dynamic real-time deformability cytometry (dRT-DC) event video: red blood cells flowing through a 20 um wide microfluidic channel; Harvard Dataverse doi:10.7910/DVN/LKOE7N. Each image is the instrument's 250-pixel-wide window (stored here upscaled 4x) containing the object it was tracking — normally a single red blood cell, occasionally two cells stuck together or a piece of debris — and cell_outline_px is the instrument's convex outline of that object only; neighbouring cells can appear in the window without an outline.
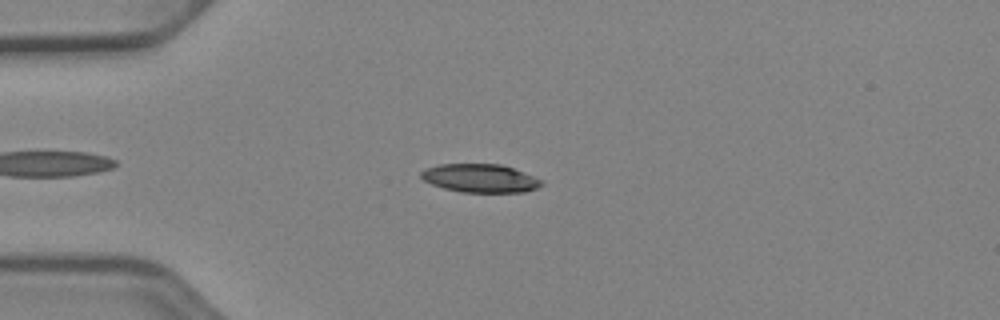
{"species": "Egyptian fruit bat (a non-hibernating species)", "species_latin": "Rousettus aegyptiacus", "temperature_condition": "cold", "stored_images_in_passage": 47, "camera_frame_rate_fps": 3000, "um_per_image_px": 0.085, "animal": {"sex": "female"}, "frame": {"image": 1, "passage_image": 9, "time_ms": 2.667, "image_size_px": [1000, 320], "cell_outline_px": [[544, 184], [536, 188], [524, 192], [460, 192], [444, 188], [432, 184], [424, 180], [420, 176], [420, 172], [428, 168], [440, 164], [500, 164], [512, 168], [544, 180]], "centroid_in_image_um": [40.83, 15.15], "position_along_channel_um": 44.2, "area_um2": 19.83}}
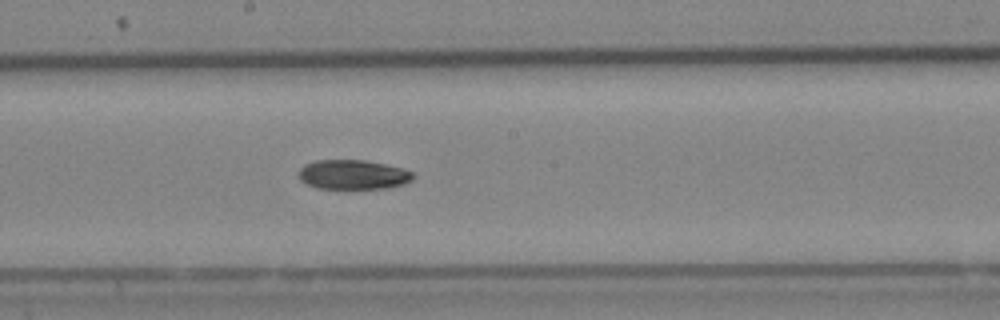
{"frame": {"image": 2, "passage_image": 24, "time_ms": 7.667, "image_size_px": [1000, 320], "cell_outline_px": [[416, 176], [412, 180], [404, 184], [388, 188], [316, 188], [300, 180], [296, 176], [296, 172], [304, 164], [316, 160], [364, 160], [384, 164], [400, 168], [412, 172]], "centroid_in_image_um": [29.96, 14.84], "position_along_channel_um": 218.2, "area_um2": 19.77}}
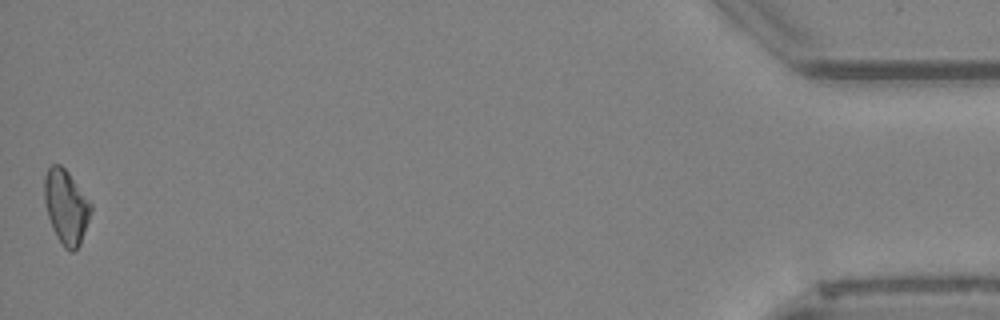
{"frame": {"image": 3, "passage_image": 47, "time_ms": 15.333, "image_size_px": [1000, 320], "cell_outline_px": [[92, 212], [80, 244], [72, 252], [64, 248], [56, 236], [52, 228], [48, 216], [44, 200], [44, 176], [48, 168], [52, 164], [60, 164], [68, 172], [92, 204]], "centroid_in_image_um": [5.61, 17.58], "position_along_channel_um": 429.6, "area_um2": 20.11}, "authors_computed_cell_mechanics": {"area_um2": 19.8832, "velocity_mm_per_s": 3.9453, "shape_relaxation_time_tau1_ms": 3.6339, "shape_relaxation_time_tau2_ms": null, "deformation_change_tau1": 0.1262, "deformation_change_tau2": null}}